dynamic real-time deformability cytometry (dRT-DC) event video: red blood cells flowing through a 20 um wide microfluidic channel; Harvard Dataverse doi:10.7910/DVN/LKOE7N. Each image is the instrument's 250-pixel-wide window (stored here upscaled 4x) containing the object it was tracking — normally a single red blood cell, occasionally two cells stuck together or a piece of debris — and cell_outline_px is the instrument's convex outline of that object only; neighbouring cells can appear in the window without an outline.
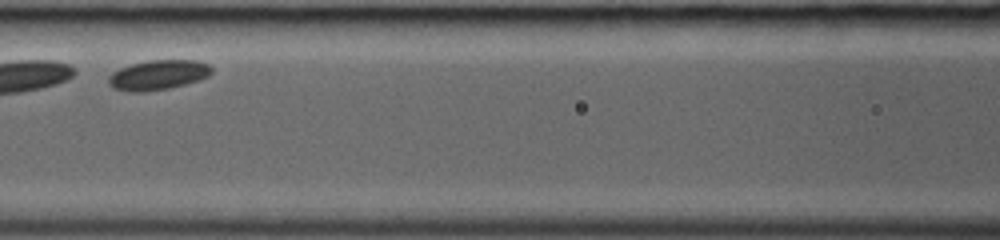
{"species": "common noctule bat (a hibernating species)", "species_latin": "Nyctalus noctula", "temperature_condition": "room temperature", "stored_images_in_passage": 24, "camera_frame_rate_fps": 3000, "um_per_image_px": 0.085, "animal": {"sex": "female", "body_mass_g": 19.0, "forearm_length_mm": 53.3}, "frame": {"image": 1, "passage_image": 8, "time_ms": 2.333, "image_size_px": [1000, 240], "cell_outline_px": [[212, 72], [208, 76], [200, 80], [168, 88], [140, 92], [128, 92], [112, 88], [108, 84], [108, 76], [112, 72], [120, 68], [132, 64], [148, 60], [196, 60], [208, 64], [212, 68]], "centroid_in_image_um": [13.41, 6.37], "position_along_channel_um": 153.2, "area_um2": 17.98}}